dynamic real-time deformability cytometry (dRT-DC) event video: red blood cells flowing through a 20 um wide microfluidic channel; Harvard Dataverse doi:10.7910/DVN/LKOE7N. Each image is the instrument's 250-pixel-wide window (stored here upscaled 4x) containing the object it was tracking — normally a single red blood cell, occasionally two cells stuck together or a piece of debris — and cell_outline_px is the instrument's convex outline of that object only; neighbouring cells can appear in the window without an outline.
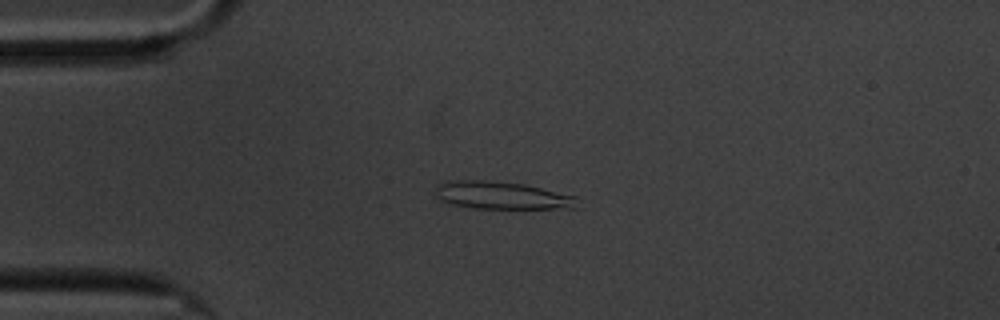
{"species": "common noctule bat (a hibernating species)", "species_latin": "Nyctalus noctula", "temperature_condition": "cold", "stored_images_in_passage": 5, "camera_frame_rate_fps": 3000, "um_per_image_px": 0.085, "animal": {"sex": "male", "body_mass_g": 20.1, "forearm_length_mm": 53.5}, "frame": {"image": 1, "passage_image": 3, "time_ms": 2.0, "image_size_px": [1000, 320], "cell_outline_px": [[584, 208], [472, 208], [452, 204], [440, 200], [436, 196], [436, 184], [440, 180], [488, 180], [524, 184], [580, 196]], "centroid_in_image_um": [42.75, 16.6], "position_along_channel_um": 42.2, "area_um2": 23.58}}